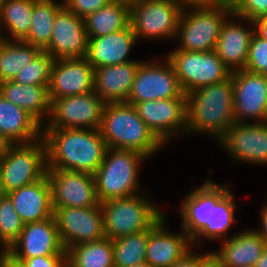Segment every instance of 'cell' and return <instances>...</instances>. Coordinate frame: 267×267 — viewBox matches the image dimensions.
I'll use <instances>...</instances> for the list:
<instances>
[{"instance_id":"38","label":"cell","mask_w":267,"mask_h":267,"mask_svg":"<svg viewBox=\"0 0 267 267\" xmlns=\"http://www.w3.org/2000/svg\"><path fill=\"white\" fill-rule=\"evenodd\" d=\"M232 12L253 21L267 16V0H241Z\"/></svg>"},{"instance_id":"14","label":"cell","mask_w":267,"mask_h":267,"mask_svg":"<svg viewBox=\"0 0 267 267\" xmlns=\"http://www.w3.org/2000/svg\"><path fill=\"white\" fill-rule=\"evenodd\" d=\"M139 117L166 146L175 137L186 135V98L137 102Z\"/></svg>"},{"instance_id":"43","label":"cell","mask_w":267,"mask_h":267,"mask_svg":"<svg viewBox=\"0 0 267 267\" xmlns=\"http://www.w3.org/2000/svg\"><path fill=\"white\" fill-rule=\"evenodd\" d=\"M254 33L262 39L267 40V16L259 17L252 21Z\"/></svg>"},{"instance_id":"50","label":"cell","mask_w":267,"mask_h":267,"mask_svg":"<svg viewBox=\"0 0 267 267\" xmlns=\"http://www.w3.org/2000/svg\"><path fill=\"white\" fill-rule=\"evenodd\" d=\"M7 143L0 137V159L3 157L4 155V151L7 147Z\"/></svg>"},{"instance_id":"11","label":"cell","mask_w":267,"mask_h":267,"mask_svg":"<svg viewBox=\"0 0 267 267\" xmlns=\"http://www.w3.org/2000/svg\"><path fill=\"white\" fill-rule=\"evenodd\" d=\"M142 60L133 81L127 103L160 100L168 98H186L171 62L163 56L157 59Z\"/></svg>"},{"instance_id":"30","label":"cell","mask_w":267,"mask_h":267,"mask_svg":"<svg viewBox=\"0 0 267 267\" xmlns=\"http://www.w3.org/2000/svg\"><path fill=\"white\" fill-rule=\"evenodd\" d=\"M129 16L130 7L115 2L88 14L83 18L88 39L123 30L130 24Z\"/></svg>"},{"instance_id":"16","label":"cell","mask_w":267,"mask_h":267,"mask_svg":"<svg viewBox=\"0 0 267 267\" xmlns=\"http://www.w3.org/2000/svg\"><path fill=\"white\" fill-rule=\"evenodd\" d=\"M217 143L232 162L267 165V122H235Z\"/></svg>"},{"instance_id":"39","label":"cell","mask_w":267,"mask_h":267,"mask_svg":"<svg viewBox=\"0 0 267 267\" xmlns=\"http://www.w3.org/2000/svg\"><path fill=\"white\" fill-rule=\"evenodd\" d=\"M23 267H68V255L37 256L33 258H9Z\"/></svg>"},{"instance_id":"1","label":"cell","mask_w":267,"mask_h":267,"mask_svg":"<svg viewBox=\"0 0 267 267\" xmlns=\"http://www.w3.org/2000/svg\"><path fill=\"white\" fill-rule=\"evenodd\" d=\"M228 184L214 183L210 177L184 196L181 207V228L199 249L203 240H224L237 220V202Z\"/></svg>"},{"instance_id":"9","label":"cell","mask_w":267,"mask_h":267,"mask_svg":"<svg viewBox=\"0 0 267 267\" xmlns=\"http://www.w3.org/2000/svg\"><path fill=\"white\" fill-rule=\"evenodd\" d=\"M165 56L171 62L184 94L224 81L231 75L215 50L199 52L173 48Z\"/></svg>"},{"instance_id":"29","label":"cell","mask_w":267,"mask_h":267,"mask_svg":"<svg viewBox=\"0 0 267 267\" xmlns=\"http://www.w3.org/2000/svg\"><path fill=\"white\" fill-rule=\"evenodd\" d=\"M35 1H4L0 16V29H2L0 31H4V33H1L4 40H24L28 36L32 24V11Z\"/></svg>"},{"instance_id":"22","label":"cell","mask_w":267,"mask_h":267,"mask_svg":"<svg viewBox=\"0 0 267 267\" xmlns=\"http://www.w3.org/2000/svg\"><path fill=\"white\" fill-rule=\"evenodd\" d=\"M166 221L165 217L148 235L145 262L152 267H171L194 248L182 228L181 232L173 233L168 230Z\"/></svg>"},{"instance_id":"20","label":"cell","mask_w":267,"mask_h":267,"mask_svg":"<svg viewBox=\"0 0 267 267\" xmlns=\"http://www.w3.org/2000/svg\"><path fill=\"white\" fill-rule=\"evenodd\" d=\"M94 71L85 58L55 60L48 87L50 102L57 98L94 91Z\"/></svg>"},{"instance_id":"31","label":"cell","mask_w":267,"mask_h":267,"mask_svg":"<svg viewBox=\"0 0 267 267\" xmlns=\"http://www.w3.org/2000/svg\"><path fill=\"white\" fill-rule=\"evenodd\" d=\"M42 51L23 40L0 42V82L13 80Z\"/></svg>"},{"instance_id":"42","label":"cell","mask_w":267,"mask_h":267,"mask_svg":"<svg viewBox=\"0 0 267 267\" xmlns=\"http://www.w3.org/2000/svg\"><path fill=\"white\" fill-rule=\"evenodd\" d=\"M199 267H226L213 251H206L201 254Z\"/></svg>"},{"instance_id":"47","label":"cell","mask_w":267,"mask_h":267,"mask_svg":"<svg viewBox=\"0 0 267 267\" xmlns=\"http://www.w3.org/2000/svg\"><path fill=\"white\" fill-rule=\"evenodd\" d=\"M0 261L6 267H23L20 263L14 262L13 260L9 259L4 253H1Z\"/></svg>"},{"instance_id":"32","label":"cell","mask_w":267,"mask_h":267,"mask_svg":"<svg viewBox=\"0 0 267 267\" xmlns=\"http://www.w3.org/2000/svg\"><path fill=\"white\" fill-rule=\"evenodd\" d=\"M67 255L68 267H115L113 242L107 237L74 245Z\"/></svg>"},{"instance_id":"10","label":"cell","mask_w":267,"mask_h":267,"mask_svg":"<svg viewBox=\"0 0 267 267\" xmlns=\"http://www.w3.org/2000/svg\"><path fill=\"white\" fill-rule=\"evenodd\" d=\"M182 9L175 0H140L131 5L129 22L137 40L175 41Z\"/></svg>"},{"instance_id":"45","label":"cell","mask_w":267,"mask_h":267,"mask_svg":"<svg viewBox=\"0 0 267 267\" xmlns=\"http://www.w3.org/2000/svg\"><path fill=\"white\" fill-rule=\"evenodd\" d=\"M182 8L212 7L211 0H175Z\"/></svg>"},{"instance_id":"8","label":"cell","mask_w":267,"mask_h":267,"mask_svg":"<svg viewBox=\"0 0 267 267\" xmlns=\"http://www.w3.org/2000/svg\"><path fill=\"white\" fill-rule=\"evenodd\" d=\"M43 138L26 144H8L0 159V178L5 193L41 179L46 174Z\"/></svg>"},{"instance_id":"46","label":"cell","mask_w":267,"mask_h":267,"mask_svg":"<svg viewBox=\"0 0 267 267\" xmlns=\"http://www.w3.org/2000/svg\"><path fill=\"white\" fill-rule=\"evenodd\" d=\"M212 6L226 7L234 10L241 0H211Z\"/></svg>"},{"instance_id":"2","label":"cell","mask_w":267,"mask_h":267,"mask_svg":"<svg viewBox=\"0 0 267 267\" xmlns=\"http://www.w3.org/2000/svg\"><path fill=\"white\" fill-rule=\"evenodd\" d=\"M47 169L94 174L107 149L99 129L42 128Z\"/></svg>"},{"instance_id":"54","label":"cell","mask_w":267,"mask_h":267,"mask_svg":"<svg viewBox=\"0 0 267 267\" xmlns=\"http://www.w3.org/2000/svg\"><path fill=\"white\" fill-rule=\"evenodd\" d=\"M0 267H6V266L0 261Z\"/></svg>"},{"instance_id":"3","label":"cell","mask_w":267,"mask_h":267,"mask_svg":"<svg viewBox=\"0 0 267 267\" xmlns=\"http://www.w3.org/2000/svg\"><path fill=\"white\" fill-rule=\"evenodd\" d=\"M186 135L204 134L218 142L235 123L232 75L186 94Z\"/></svg>"},{"instance_id":"21","label":"cell","mask_w":267,"mask_h":267,"mask_svg":"<svg viewBox=\"0 0 267 267\" xmlns=\"http://www.w3.org/2000/svg\"><path fill=\"white\" fill-rule=\"evenodd\" d=\"M242 23H249L252 27L248 28ZM253 34L254 25L251 20L233 12L225 19L215 51L230 72L245 69Z\"/></svg>"},{"instance_id":"5","label":"cell","mask_w":267,"mask_h":267,"mask_svg":"<svg viewBox=\"0 0 267 267\" xmlns=\"http://www.w3.org/2000/svg\"><path fill=\"white\" fill-rule=\"evenodd\" d=\"M146 160L137 151L107 147L102 164L93 174L99 203L139 194L140 167Z\"/></svg>"},{"instance_id":"7","label":"cell","mask_w":267,"mask_h":267,"mask_svg":"<svg viewBox=\"0 0 267 267\" xmlns=\"http://www.w3.org/2000/svg\"><path fill=\"white\" fill-rule=\"evenodd\" d=\"M232 13L226 7L183 8L177 28L176 48L181 51L208 52L215 50L222 25Z\"/></svg>"},{"instance_id":"48","label":"cell","mask_w":267,"mask_h":267,"mask_svg":"<svg viewBox=\"0 0 267 267\" xmlns=\"http://www.w3.org/2000/svg\"><path fill=\"white\" fill-rule=\"evenodd\" d=\"M254 267H267V244Z\"/></svg>"},{"instance_id":"28","label":"cell","mask_w":267,"mask_h":267,"mask_svg":"<svg viewBox=\"0 0 267 267\" xmlns=\"http://www.w3.org/2000/svg\"><path fill=\"white\" fill-rule=\"evenodd\" d=\"M0 95L27 111L42 126L49 119L51 102L46 86H26L7 80L0 82Z\"/></svg>"},{"instance_id":"51","label":"cell","mask_w":267,"mask_h":267,"mask_svg":"<svg viewBox=\"0 0 267 267\" xmlns=\"http://www.w3.org/2000/svg\"><path fill=\"white\" fill-rule=\"evenodd\" d=\"M6 195L0 178V200Z\"/></svg>"},{"instance_id":"6","label":"cell","mask_w":267,"mask_h":267,"mask_svg":"<svg viewBox=\"0 0 267 267\" xmlns=\"http://www.w3.org/2000/svg\"><path fill=\"white\" fill-rule=\"evenodd\" d=\"M139 193L100 203L105 237L114 240L149 229L165 212Z\"/></svg>"},{"instance_id":"13","label":"cell","mask_w":267,"mask_h":267,"mask_svg":"<svg viewBox=\"0 0 267 267\" xmlns=\"http://www.w3.org/2000/svg\"><path fill=\"white\" fill-rule=\"evenodd\" d=\"M231 75L235 122H267V75L246 69Z\"/></svg>"},{"instance_id":"37","label":"cell","mask_w":267,"mask_h":267,"mask_svg":"<svg viewBox=\"0 0 267 267\" xmlns=\"http://www.w3.org/2000/svg\"><path fill=\"white\" fill-rule=\"evenodd\" d=\"M245 69L254 73L267 75V40L253 34Z\"/></svg>"},{"instance_id":"33","label":"cell","mask_w":267,"mask_h":267,"mask_svg":"<svg viewBox=\"0 0 267 267\" xmlns=\"http://www.w3.org/2000/svg\"><path fill=\"white\" fill-rule=\"evenodd\" d=\"M63 7V1L36 0L33 5L31 28L23 41L43 50L50 43L54 19Z\"/></svg>"},{"instance_id":"41","label":"cell","mask_w":267,"mask_h":267,"mask_svg":"<svg viewBox=\"0 0 267 267\" xmlns=\"http://www.w3.org/2000/svg\"><path fill=\"white\" fill-rule=\"evenodd\" d=\"M201 262V253L195 252L192 248L179 261L175 262L171 267H199Z\"/></svg>"},{"instance_id":"40","label":"cell","mask_w":267,"mask_h":267,"mask_svg":"<svg viewBox=\"0 0 267 267\" xmlns=\"http://www.w3.org/2000/svg\"><path fill=\"white\" fill-rule=\"evenodd\" d=\"M110 2V0H63L64 7L68 11L82 18L107 6Z\"/></svg>"},{"instance_id":"24","label":"cell","mask_w":267,"mask_h":267,"mask_svg":"<svg viewBox=\"0 0 267 267\" xmlns=\"http://www.w3.org/2000/svg\"><path fill=\"white\" fill-rule=\"evenodd\" d=\"M24 224L54 216L51 186L45 174L38 181L6 194Z\"/></svg>"},{"instance_id":"15","label":"cell","mask_w":267,"mask_h":267,"mask_svg":"<svg viewBox=\"0 0 267 267\" xmlns=\"http://www.w3.org/2000/svg\"><path fill=\"white\" fill-rule=\"evenodd\" d=\"M64 249L105 237L100 203L93 207H60L54 211Z\"/></svg>"},{"instance_id":"44","label":"cell","mask_w":267,"mask_h":267,"mask_svg":"<svg viewBox=\"0 0 267 267\" xmlns=\"http://www.w3.org/2000/svg\"><path fill=\"white\" fill-rule=\"evenodd\" d=\"M260 229L256 228L254 229L266 242L267 244V201L264 203V206L262 205V209L260 211Z\"/></svg>"},{"instance_id":"49","label":"cell","mask_w":267,"mask_h":267,"mask_svg":"<svg viewBox=\"0 0 267 267\" xmlns=\"http://www.w3.org/2000/svg\"><path fill=\"white\" fill-rule=\"evenodd\" d=\"M110 1L115 3H122L130 7L131 5L135 4L140 0H110Z\"/></svg>"},{"instance_id":"23","label":"cell","mask_w":267,"mask_h":267,"mask_svg":"<svg viewBox=\"0 0 267 267\" xmlns=\"http://www.w3.org/2000/svg\"><path fill=\"white\" fill-rule=\"evenodd\" d=\"M137 41L130 24L123 30L91 37L85 59L94 69L135 61L129 56Z\"/></svg>"},{"instance_id":"52","label":"cell","mask_w":267,"mask_h":267,"mask_svg":"<svg viewBox=\"0 0 267 267\" xmlns=\"http://www.w3.org/2000/svg\"><path fill=\"white\" fill-rule=\"evenodd\" d=\"M133 267H152L149 263L143 262L140 264H136Z\"/></svg>"},{"instance_id":"18","label":"cell","mask_w":267,"mask_h":267,"mask_svg":"<svg viewBox=\"0 0 267 267\" xmlns=\"http://www.w3.org/2000/svg\"><path fill=\"white\" fill-rule=\"evenodd\" d=\"M8 258L67 255L58 232L55 217L26 223L19 238L4 253Z\"/></svg>"},{"instance_id":"53","label":"cell","mask_w":267,"mask_h":267,"mask_svg":"<svg viewBox=\"0 0 267 267\" xmlns=\"http://www.w3.org/2000/svg\"><path fill=\"white\" fill-rule=\"evenodd\" d=\"M4 1L5 0H0V16H1V12H2V7L4 5Z\"/></svg>"},{"instance_id":"55","label":"cell","mask_w":267,"mask_h":267,"mask_svg":"<svg viewBox=\"0 0 267 267\" xmlns=\"http://www.w3.org/2000/svg\"><path fill=\"white\" fill-rule=\"evenodd\" d=\"M3 40V37L1 35V31H0V42Z\"/></svg>"},{"instance_id":"12","label":"cell","mask_w":267,"mask_h":267,"mask_svg":"<svg viewBox=\"0 0 267 267\" xmlns=\"http://www.w3.org/2000/svg\"><path fill=\"white\" fill-rule=\"evenodd\" d=\"M105 104L94 91L54 99L42 128L99 129Z\"/></svg>"},{"instance_id":"4","label":"cell","mask_w":267,"mask_h":267,"mask_svg":"<svg viewBox=\"0 0 267 267\" xmlns=\"http://www.w3.org/2000/svg\"><path fill=\"white\" fill-rule=\"evenodd\" d=\"M99 132L107 147L137 151L148 159L165 147L127 102L105 104Z\"/></svg>"},{"instance_id":"35","label":"cell","mask_w":267,"mask_h":267,"mask_svg":"<svg viewBox=\"0 0 267 267\" xmlns=\"http://www.w3.org/2000/svg\"><path fill=\"white\" fill-rule=\"evenodd\" d=\"M24 223L16 212L11 199L5 195L0 200V253H5L19 238Z\"/></svg>"},{"instance_id":"34","label":"cell","mask_w":267,"mask_h":267,"mask_svg":"<svg viewBox=\"0 0 267 267\" xmlns=\"http://www.w3.org/2000/svg\"><path fill=\"white\" fill-rule=\"evenodd\" d=\"M165 217L164 213L149 229L112 240L114 266L133 267L145 262L148 235Z\"/></svg>"},{"instance_id":"17","label":"cell","mask_w":267,"mask_h":267,"mask_svg":"<svg viewBox=\"0 0 267 267\" xmlns=\"http://www.w3.org/2000/svg\"><path fill=\"white\" fill-rule=\"evenodd\" d=\"M53 211L60 207H93L99 204L94 175L62 169H46Z\"/></svg>"},{"instance_id":"26","label":"cell","mask_w":267,"mask_h":267,"mask_svg":"<svg viewBox=\"0 0 267 267\" xmlns=\"http://www.w3.org/2000/svg\"><path fill=\"white\" fill-rule=\"evenodd\" d=\"M0 137L7 144L31 143L42 138V125L0 95Z\"/></svg>"},{"instance_id":"25","label":"cell","mask_w":267,"mask_h":267,"mask_svg":"<svg viewBox=\"0 0 267 267\" xmlns=\"http://www.w3.org/2000/svg\"><path fill=\"white\" fill-rule=\"evenodd\" d=\"M142 61L95 68L94 92L105 103L127 102L136 71Z\"/></svg>"},{"instance_id":"36","label":"cell","mask_w":267,"mask_h":267,"mask_svg":"<svg viewBox=\"0 0 267 267\" xmlns=\"http://www.w3.org/2000/svg\"><path fill=\"white\" fill-rule=\"evenodd\" d=\"M54 61L49 53L42 50L12 81L26 86L37 85L48 88Z\"/></svg>"},{"instance_id":"19","label":"cell","mask_w":267,"mask_h":267,"mask_svg":"<svg viewBox=\"0 0 267 267\" xmlns=\"http://www.w3.org/2000/svg\"><path fill=\"white\" fill-rule=\"evenodd\" d=\"M88 41L84 19L63 7L54 19L50 43L43 50L55 60L85 58Z\"/></svg>"},{"instance_id":"27","label":"cell","mask_w":267,"mask_h":267,"mask_svg":"<svg viewBox=\"0 0 267 267\" xmlns=\"http://www.w3.org/2000/svg\"><path fill=\"white\" fill-rule=\"evenodd\" d=\"M219 242V250L213 252L226 267H254L266 246L254 228L237 232Z\"/></svg>"}]
</instances>
